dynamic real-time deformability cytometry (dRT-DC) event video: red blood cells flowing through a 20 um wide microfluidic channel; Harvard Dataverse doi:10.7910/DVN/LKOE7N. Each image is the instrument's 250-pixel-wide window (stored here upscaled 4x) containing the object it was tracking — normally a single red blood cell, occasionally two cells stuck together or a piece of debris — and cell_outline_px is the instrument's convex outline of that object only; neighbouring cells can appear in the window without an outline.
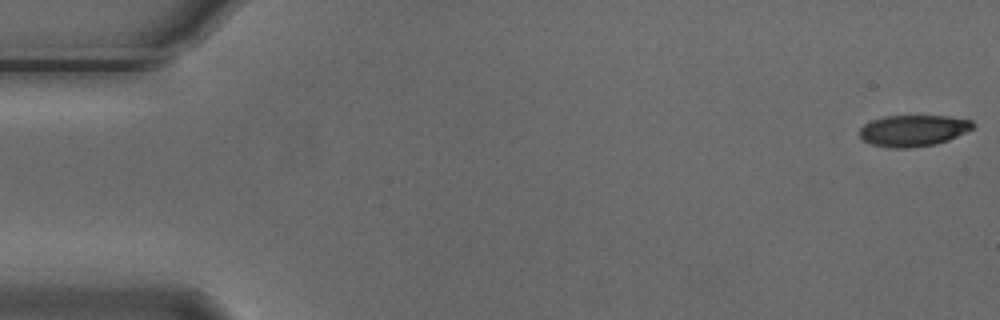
{"species": "Egyptian fruit bat (a non-hibernating species)", "species_latin": "Rousettus aegyptiacus", "temperature_condition": "cold", "stored_images_in_passage": 55, "camera_frame_rate_fps": 3000, "um_per_image_px": 0.085, "animal": {"sex": "male"}, "frame": {"image": 1, "passage_image": 1, "time_ms": 0.0, "image_size_px": [1000, 320], "cell_outline_px": [[976, 124], [972, 128], [948, 140], [936, 144], [908, 148], [892, 148], [872, 144], [864, 140], [860, 136], [860, 128], [864, 124], [872, 120], [884, 116], [948, 116], [972, 120]], "centroid_in_image_um": [77.63, 11.09], "position_along_channel_um": 7.4, "area_um2": 20.58}}
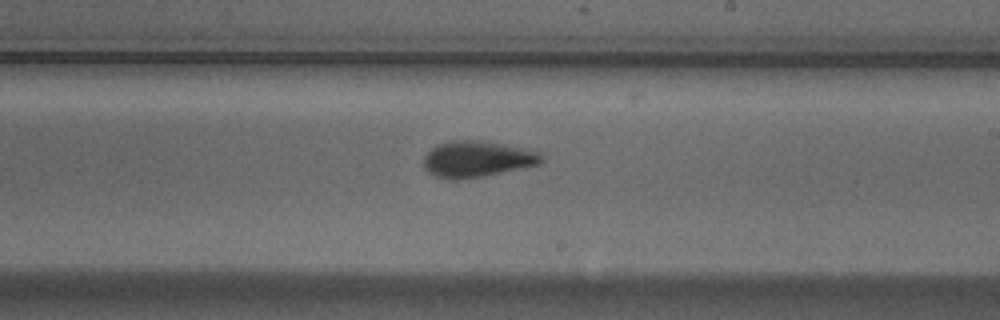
{"frame": {"image": 2, "passage_image": 32, "time_ms": 10.333, "image_size_px": [1000, 320], "cell_outline_px": [[544, 160], [540, 164], [484, 176], [456, 180], [436, 176], [428, 172], [424, 168], [424, 156], [432, 148], [440, 144], [452, 140], [480, 140], [540, 152], [544, 156]], "centroid_in_image_um": [40.55, 13.53], "position_along_channel_um": 248.4, "area_um2": 24.57}}
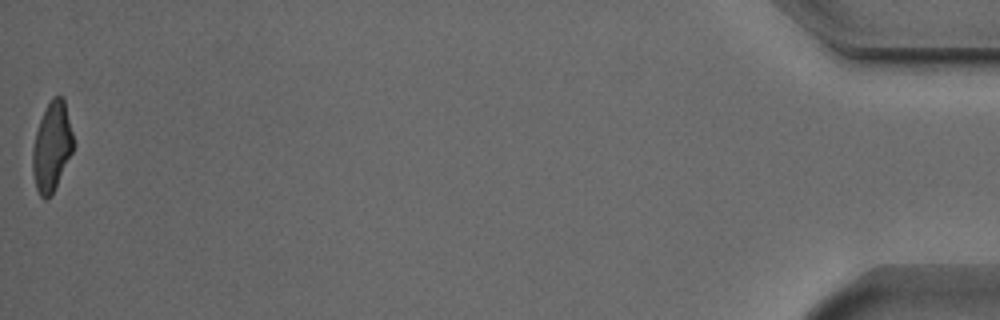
{"frame": {"image": 3, "passage_image": 55, "time_ms": 18.0, "image_size_px": [1000, 320], "cell_outline_px": [[72, 152], [52, 196], [44, 200], [40, 196], [36, 188], [32, 172], [32, 148], [36, 132], [44, 108], [52, 96], [64, 96], [72, 132]], "centroid_in_image_um": [4.38, 12.47], "position_along_channel_um": 430.8, "area_um2": 21.27}, "authors_computed_cell_mechanics": {"area_um2": 22.5998, "velocity_mm_per_s": 3.7202, "shape_relaxation_time_tau1_ms": 3.3391, "shape_relaxation_time_tau2_ms": 2.4373, "deformation_change_tau1": 0.1573, "deformation_change_tau2": 0.0976}}